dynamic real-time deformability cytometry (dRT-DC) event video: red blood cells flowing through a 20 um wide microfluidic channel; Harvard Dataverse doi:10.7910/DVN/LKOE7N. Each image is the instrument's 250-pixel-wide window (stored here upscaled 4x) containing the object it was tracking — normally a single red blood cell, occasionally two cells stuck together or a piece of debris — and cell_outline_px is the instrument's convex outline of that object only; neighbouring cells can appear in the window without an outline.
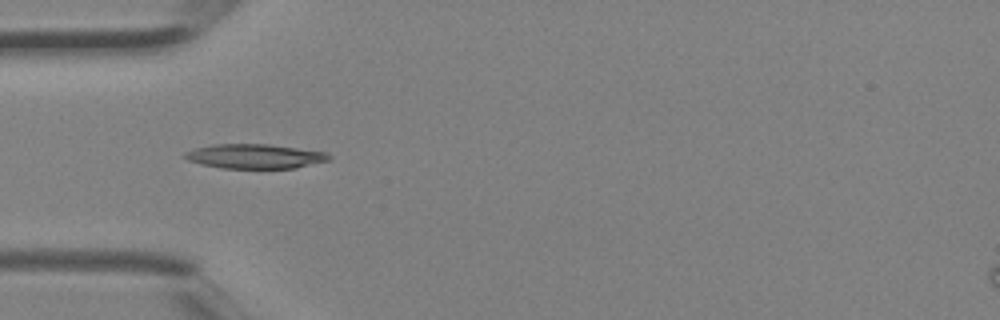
{"species": "Egyptian fruit bat (a non-hibernating species)", "species_latin": "Rousettus aegyptiacus", "temperature_condition": "room temperature", "stored_images_in_passage": 5, "camera_frame_rate_fps": 3000, "um_per_image_px": 0.085, "animal": {"sex": "female"}, "frame": {"image": 1, "passage_image": 4, "time_ms": 1.0, "image_size_px": [1000, 320], "cell_outline_px": [[332, 156], [328, 160], [296, 168], [224, 168], [200, 164], [188, 160], [184, 156], [184, 152], [196, 148], [212, 144], [268, 144], [328, 152]], "centroid_in_image_um": [21.67, 13.28], "position_along_channel_um": 63.3, "area_um2": 20.52}}
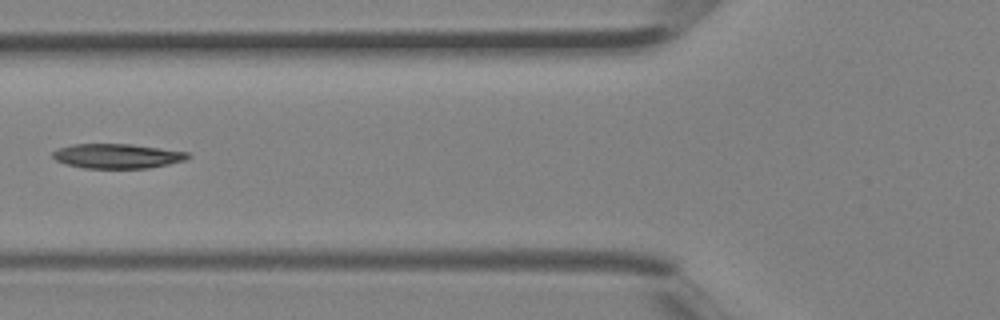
{"frame": {"image": 2, "passage_image": 5, "time_ms": 1.333, "image_size_px": [1000, 320], "cell_outline_px": [[192, 156], [184, 160], [168, 164], [148, 168], [84, 168], [64, 164], [56, 160], [52, 156], [52, 152], [56, 148], [72, 144], [132, 144], [188, 152]], "centroid_in_image_um": [9.92, 13.26], "position_along_channel_um": 115.9, "area_um2": 19.48}}